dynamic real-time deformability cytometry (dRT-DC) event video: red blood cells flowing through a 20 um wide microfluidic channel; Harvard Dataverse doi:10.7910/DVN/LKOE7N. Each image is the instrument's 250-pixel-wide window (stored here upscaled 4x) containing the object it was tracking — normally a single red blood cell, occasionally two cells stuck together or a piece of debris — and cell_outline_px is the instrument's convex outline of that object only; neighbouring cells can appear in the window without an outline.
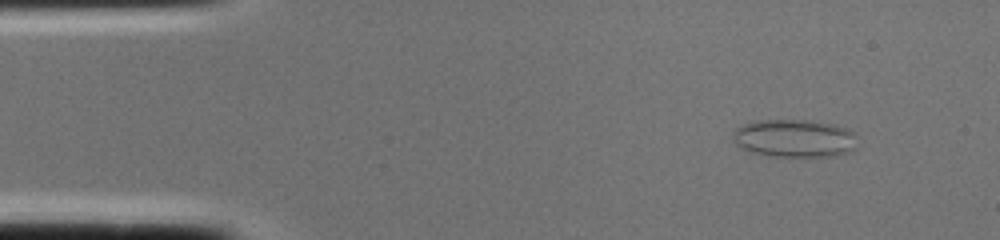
{"species": "common noctule bat (a hibernating species)", "species_latin": "Nyctalus noctula", "temperature_condition": "cold", "stored_images_in_passage": 1, "camera_frame_rate_fps": 3000, "um_per_image_px": 0.085, "animal": {"sex": "female", "body_mass_g": 22.0, "forearm_length_mm": 56.7}, "frame": {"image": 1, "passage_image": 1, "time_ms": 0.0, "image_size_px": [1000, 240], "cell_outline_px": [[856, 148], [848, 152], [836, 156], [768, 156], [752, 152], [736, 144], [732, 140], [736, 128], [744, 124], [756, 120], [812, 120], [836, 124], [848, 128], [856, 132]], "centroid_in_image_um": [67.59, 11.74], "position_along_channel_um": 17.4, "area_um2": 27.8}}